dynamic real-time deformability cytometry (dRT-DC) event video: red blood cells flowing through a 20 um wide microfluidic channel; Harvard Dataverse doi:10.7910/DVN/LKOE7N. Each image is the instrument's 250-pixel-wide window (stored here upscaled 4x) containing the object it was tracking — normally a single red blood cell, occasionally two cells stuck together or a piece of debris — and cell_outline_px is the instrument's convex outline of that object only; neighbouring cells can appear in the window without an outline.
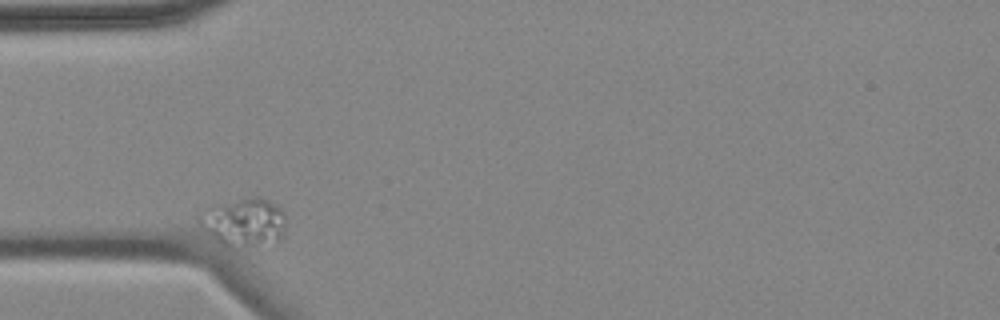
{"species": "common noctule bat (a hibernating species)", "species_latin": "Nyctalus noctula", "temperature_condition": "cold", "stored_images_in_passage": 2, "camera_frame_rate_fps": 3000, "um_per_image_px": 0.085, "animal": {"sex": "female", "body_mass_g": 18.4}, "frame": {"image": 1, "passage_image": 1, "time_ms": 0.0, "image_size_px": [1000, 320], "cell_outline_px": [[284, 228], [276, 244], [228, 248], [220, 244], [204, 232], [200, 224], [200, 216], [204, 208], [212, 204], [252, 196], [256, 196], [276, 204], [284, 212]], "centroid_in_image_um": [20.7, 18.9], "position_along_channel_um": 64.3, "area_um2": 24.85}}